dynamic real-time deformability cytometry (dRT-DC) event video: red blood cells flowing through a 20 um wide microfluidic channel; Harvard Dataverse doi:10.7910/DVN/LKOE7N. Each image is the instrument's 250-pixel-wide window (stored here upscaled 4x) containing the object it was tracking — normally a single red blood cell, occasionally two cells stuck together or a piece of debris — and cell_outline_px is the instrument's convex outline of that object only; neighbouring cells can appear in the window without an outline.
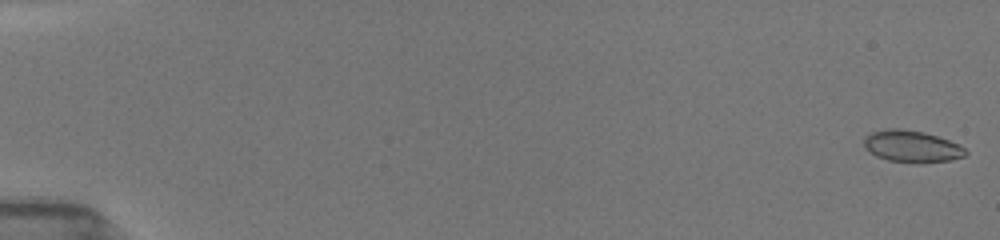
{"species": "common noctule bat (a hibernating species)", "species_latin": "Nyctalus noctula", "temperature_condition": "room temperature", "stored_images_in_passage": 53, "camera_frame_rate_fps": 3000, "um_per_image_px": 0.085, "animal": {"sex": "female", "body_mass_g": 19.5, "forearm_length_mm": 54.1}, "frame": {"image": 1, "passage_image": 1, "time_ms": 0.0, "image_size_px": [1000, 240], "cell_outline_px": [[968, 152], [964, 156], [948, 160], [888, 160], [876, 156], [864, 148], [864, 136], [872, 132], [888, 128], [900, 128], [924, 132], [960, 144]], "centroid_in_image_um": [77.45, 12.38], "position_along_channel_um": 7.5, "area_um2": 18.09}}
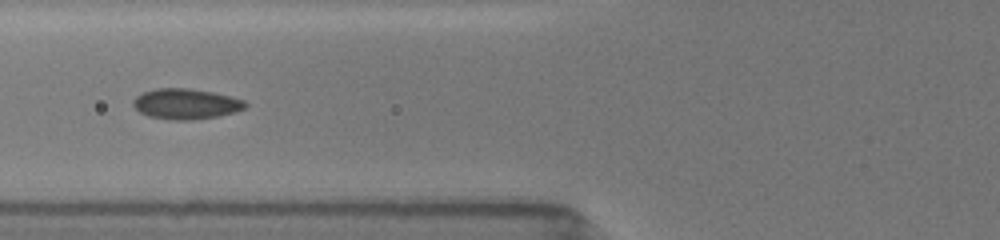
{"frame": {"image": 2, "passage_image": 22, "time_ms": 7.0, "image_size_px": [1000, 240], "cell_outline_px": [[248, 104], [244, 108], [236, 112], [216, 116], [192, 120], [172, 120], [148, 116], [140, 112], [132, 104], [132, 100], [136, 96], [144, 92], [156, 88], [188, 88], [212, 92], [232, 96], [244, 100]], "centroid_in_image_um": [15.8, 8.83], "position_along_channel_um": 110.0, "area_um2": 19.94}}
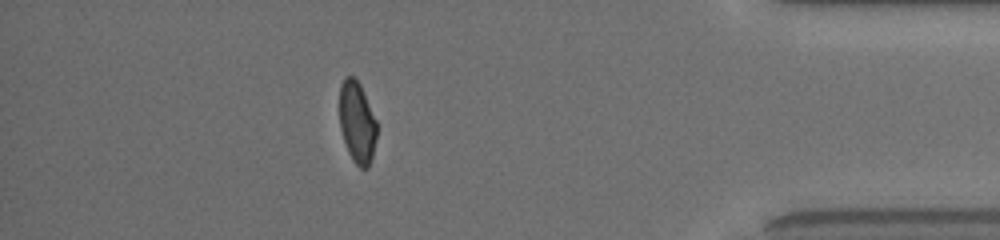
{"frame": {"image": 3, "passage_image": 47, "time_ms": 15.333, "image_size_px": [1000, 240], "cell_outline_px": [[376, 136], [372, 156], [368, 168], [360, 168], [352, 160], [348, 152], [340, 128], [340, 84], [344, 76], [352, 76], [360, 84], [376, 120]], "centroid_in_image_um": [30.34, 10.39], "position_along_channel_um": 404.9, "area_um2": 17.57}, "authors_computed_cell_mechanics": {"area_um2": 18.785, "velocity_mm_per_s": 3.9693, "shape_relaxation_time_tau1_ms": 5.4349, "shape_relaxation_time_tau2_ms": 1.0101, "deformation_change_tau1": 0.1347, "deformation_change_tau2": 0.0436}}